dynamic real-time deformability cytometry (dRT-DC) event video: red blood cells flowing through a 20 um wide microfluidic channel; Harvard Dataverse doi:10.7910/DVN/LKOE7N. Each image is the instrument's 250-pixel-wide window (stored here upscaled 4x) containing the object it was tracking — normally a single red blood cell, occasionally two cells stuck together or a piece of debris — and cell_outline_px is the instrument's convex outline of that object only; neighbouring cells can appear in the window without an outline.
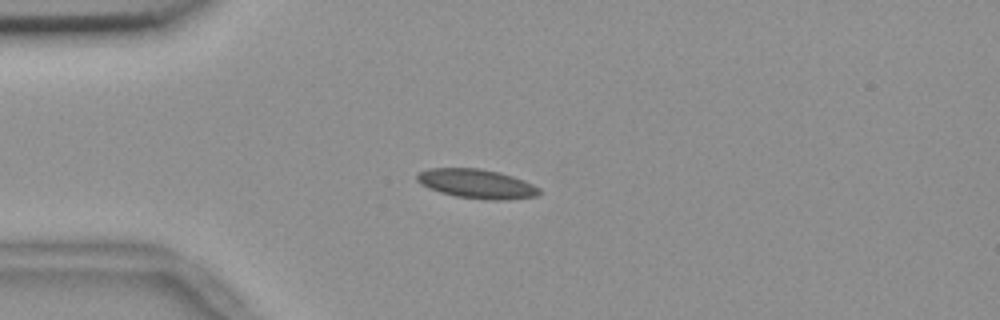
{"species": "common noctule bat (a hibernating species)", "species_latin": "Nyctalus noctula", "temperature_condition": "room temperature", "stored_images_in_passage": 42, "camera_frame_rate_fps": 3000, "um_per_image_px": 0.085, "animal": {"sex": "female", "body_mass_g": 18.4}, "frame": {"image": 1, "passage_image": 1, "time_ms": 0.0, "image_size_px": [1000, 320], "cell_outline_px": [[540, 192], [536, 196], [504, 200], [488, 200], [456, 196], [440, 192], [428, 188], [420, 184], [416, 180], [416, 172], [428, 168], [480, 168], [500, 172], [524, 180], [540, 188]], "centroid_in_image_um": [40.48, 15.61], "position_along_channel_um": 44.5, "area_um2": 20.98}}
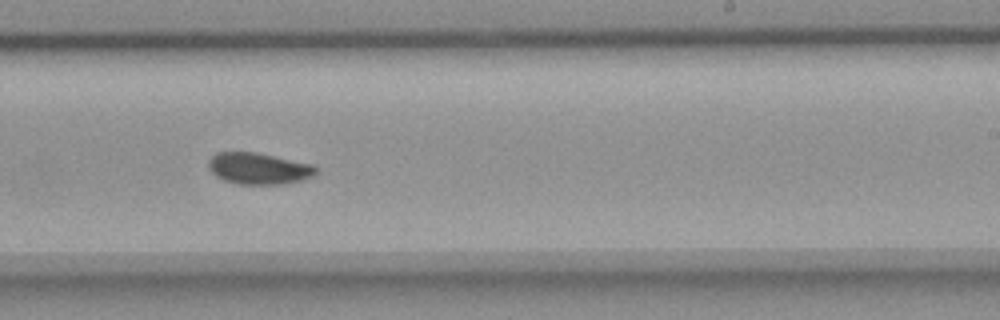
{"frame": {"image": 2, "passage_image": 21, "time_ms": 6.667, "image_size_px": [1000, 320], "cell_outline_px": [[320, 172], [312, 176], [300, 180], [284, 184], [236, 184], [224, 180], [216, 176], [208, 168], [208, 160], [216, 152], [256, 152], [312, 164]], "centroid_in_image_um": [21.97, 14.32], "position_along_channel_um": 267.0, "area_um2": 19.77}}
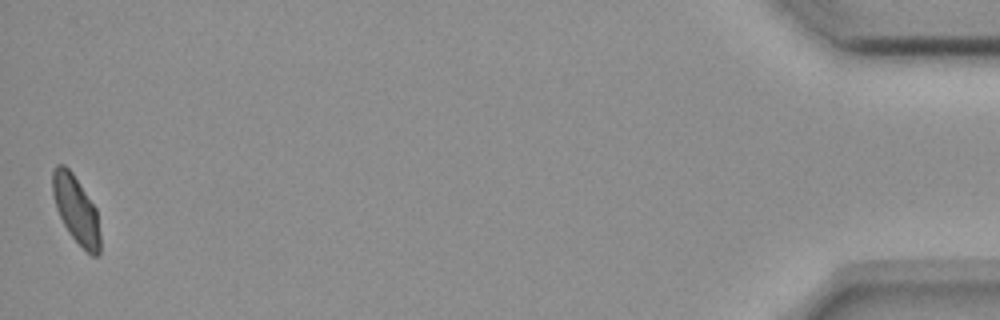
{"frame": {"image": 3, "passage_image": 42, "time_ms": 13.667, "image_size_px": [1000, 320], "cell_outline_px": [[100, 256], [92, 256], [68, 232], [56, 208], [52, 196], [52, 172], [56, 164], [64, 164], [72, 172], [96, 208], [100, 236]], "centroid_in_image_um": [6.45, 17.8], "position_along_channel_um": 428.7, "area_um2": 18.61}, "authors_computed_cell_mechanics": {"area_um2": 19.7387, "velocity_mm_per_s": 3.6409, "shape_relaxation_time_tau1_ms": null, "shape_relaxation_time_tau2_ms": 0.8672, "deformation_change_tau1": null, "deformation_change_tau2": 0.0553}}